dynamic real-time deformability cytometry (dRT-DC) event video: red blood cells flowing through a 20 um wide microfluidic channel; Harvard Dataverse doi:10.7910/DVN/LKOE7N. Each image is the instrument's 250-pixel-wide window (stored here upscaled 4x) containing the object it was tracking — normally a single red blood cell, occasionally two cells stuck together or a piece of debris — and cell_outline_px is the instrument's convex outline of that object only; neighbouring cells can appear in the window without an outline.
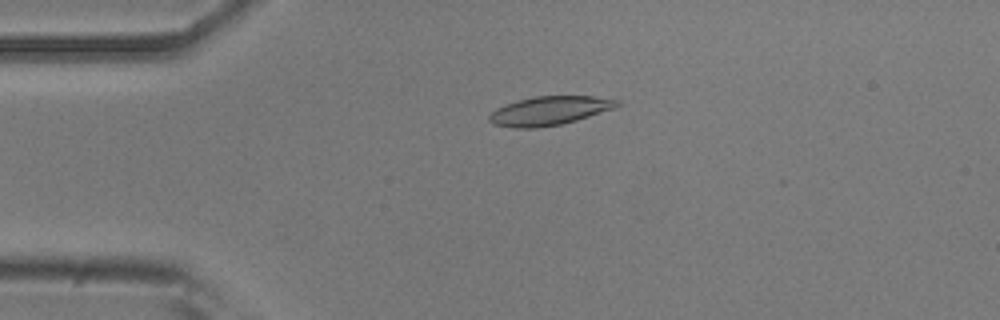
{"species": "common noctule bat (a hibernating species)", "species_latin": "Nyctalus noctula", "temperature_condition": "room temperature", "stored_images_in_passage": 53, "camera_frame_rate_fps": 3000, "um_per_image_px": 0.085, "animal": {"sex": "male", "body_mass_g": 20.5, "forearm_length_mm": 52.5}, "frame": {"image": 1, "passage_image": 12, "time_ms": 3.667, "image_size_px": [1000, 320], "cell_outline_px": [[620, 104], [616, 108], [576, 120], [560, 124], [536, 128], [516, 128], [492, 124], [488, 120], [488, 116], [496, 108], [516, 100], [536, 96], [592, 96], [620, 100]], "centroid_in_image_um": [46.69, 9.41], "position_along_channel_um": 38.3, "area_um2": 21.5}}
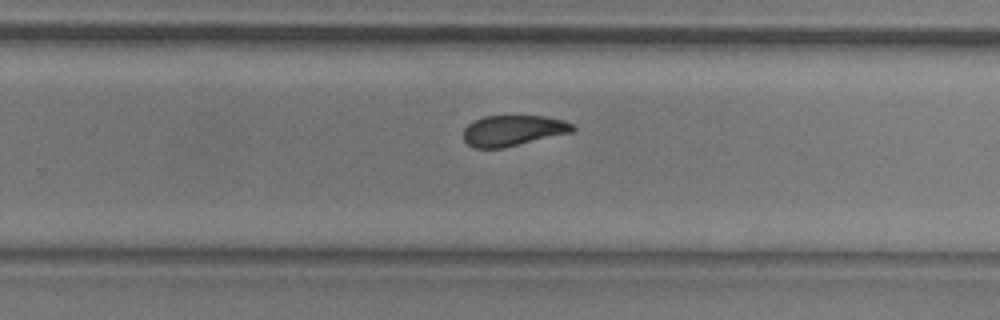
{"frame": {"image": 2, "passage_image": 34, "time_ms": 11.0, "image_size_px": [1000, 320], "cell_outline_px": [[576, 132], [504, 148], [472, 148], [464, 140], [464, 128], [472, 120], [484, 116], [544, 116], [564, 120], [572, 124], [576, 128]], "centroid_in_image_um": [43.64, 11.1], "position_along_channel_um": 286.2, "area_um2": 19.94}}
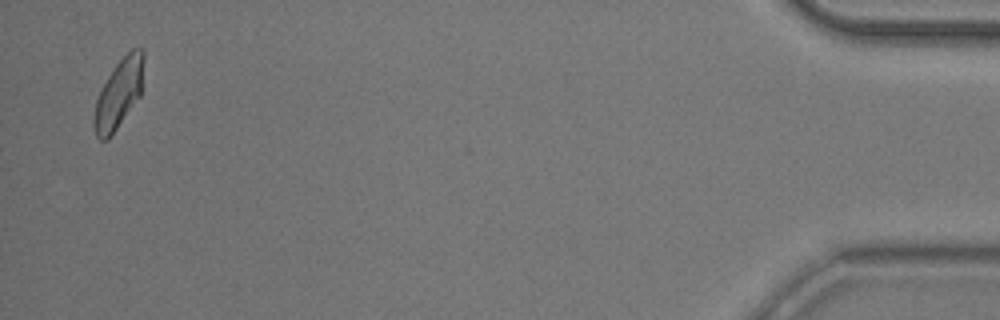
{"frame": {"image": 3, "passage_image": 52, "time_ms": 17.0, "image_size_px": [1000, 320], "cell_outline_px": [[144, 60], [140, 96], [108, 140], [100, 140], [96, 136], [92, 128], [92, 120], [96, 100], [100, 88], [116, 64], [132, 48], [144, 48]], "centroid_in_image_um": [10.07, 7.98], "position_along_channel_um": 425.1, "area_um2": 20.11}, "authors_computed_cell_mechanics": {"area_um2": 20.8658, "velocity_mm_per_s": 3.7785, "shape_relaxation_time_tau1_ms": 4.8729, "shape_relaxation_time_tau2_ms": 2.7233, "deformation_change_tau1": 0.1339, "deformation_change_tau2": 0.0803}}